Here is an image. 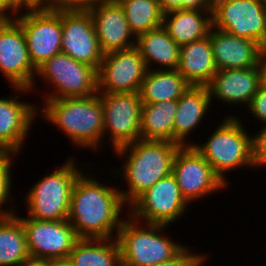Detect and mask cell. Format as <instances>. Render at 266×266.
I'll use <instances>...</instances> for the list:
<instances>
[{
    "mask_svg": "<svg viewBox=\"0 0 266 266\" xmlns=\"http://www.w3.org/2000/svg\"><path fill=\"white\" fill-rule=\"evenodd\" d=\"M89 174L81 173L74 183L67 220L78 238H116L125 219L121 212L127 205L120 189L109 187Z\"/></svg>",
    "mask_w": 266,
    "mask_h": 266,
    "instance_id": "obj_1",
    "label": "cell"
},
{
    "mask_svg": "<svg viewBox=\"0 0 266 266\" xmlns=\"http://www.w3.org/2000/svg\"><path fill=\"white\" fill-rule=\"evenodd\" d=\"M180 147L173 142L140 139L114 151L119 157H125L121 169L115 171L124 176L129 187L120 190L127 206L158 180L172 174L174 157Z\"/></svg>",
    "mask_w": 266,
    "mask_h": 266,
    "instance_id": "obj_2",
    "label": "cell"
},
{
    "mask_svg": "<svg viewBox=\"0 0 266 266\" xmlns=\"http://www.w3.org/2000/svg\"><path fill=\"white\" fill-rule=\"evenodd\" d=\"M43 101V109L38 113L42 112L43 119L61 129L73 146L93 150L101 147L104 118L100 93Z\"/></svg>",
    "mask_w": 266,
    "mask_h": 266,
    "instance_id": "obj_3",
    "label": "cell"
},
{
    "mask_svg": "<svg viewBox=\"0 0 266 266\" xmlns=\"http://www.w3.org/2000/svg\"><path fill=\"white\" fill-rule=\"evenodd\" d=\"M139 223L130 216L118 230L122 266H156L172 260L186 247L164 235L167 225Z\"/></svg>",
    "mask_w": 266,
    "mask_h": 266,
    "instance_id": "obj_4",
    "label": "cell"
},
{
    "mask_svg": "<svg viewBox=\"0 0 266 266\" xmlns=\"http://www.w3.org/2000/svg\"><path fill=\"white\" fill-rule=\"evenodd\" d=\"M205 144H193L211 165L214 172L227 184L226 172L243 167L256 169L253 136H249L243 122L230 115L211 133Z\"/></svg>",
    "mask_w": 266,
    "mask_h": 266,
    "instance_id": "obj_5",
    "label": "cell"
},
{
    "mask_svg": "<svg viewBox=\"0 0 266 266\" xmlns=\"http://www.w3.org/2000/svg\"><path fill=\"white\" fill-rule=\"evenodd\" d=\"M69 158L59 168L45 175L31 186L25 195L28 218L60 221L68 219L74 183L82 173ZM27 205V206H26Z\"/></svg>",
    "mask_w": 266,
    "mask_h": 266,
    "instance_id": "obj_6",
    "label": "cell"
},
{
    "mask_svg": "<svg viewBox=\"0 0 266 266\" xmlns=\"http://www.w3.org/2000/svg\"><path fill=\"white\" fill-rule=\"evenodd\" d=\"M36 75L54 88L51 94L44 95V100L85 97L98 93L97 70L63 52L48 59L37 69Z\"/></svg>",
    "mask_w": 266,
    "mask_h": 266,
    "instance_id": "obj_7",
    "label": "cell"
},
{
    "mask_svg": "<svg viewBox=\"0 0 266 266\" xmlns=\"http://www.w3.org/2000/svg\"><path fill=\"white\" fill-rule=\"evenodd\" d=\"M175 177L170 174L158 180L142 193L129 207V216L138 222L169 227L188 210Z\"/></svg>",
    "mask_w": 266,
    "mask_h": 266,
    "instance_id": "obj_8",
    "label": "cell"
},
{
    "mask_svg": "<svg viewBox=\"0 0 266 266\" xmlns=\"http://www.w3.org/2000/svg\"><path fill=\"white\" fill-rule=\"evenodd\" d=\"M104 133L113 151L140 140L142 100L139 92L100 93ZM108 133H107V132Z\"/></svg>",
    "mask_w": 266,
    "mask_h": 266,
    "instance_id": "obj_9",
    "label": "cell"
},
{
    "mask_svg": "<svg viewBox=\"0 0 266 266\" xmlns=\"http://www.w3.org/2000/svg\"><path fill=\"white\" fill-rule=\"evenodd\" d=\"M0 73L19 94L35 90L37 69L31 62L24 32L15 20L0 22Z\"/></svg>",
    "mask_w": 266,
    "mask_h": 266,
    "instance_id": "obj_10",
    "label": "cell"
},
{
    "mask_svg": "<svg viewBox=\"0 0 266 266\" xmlns=\"http://www.w3.org/2000/svg\"><path fill=\"white\" fill-rule=\"evenodd\" d=\"M212 27L261 45L266 34V5L262 0H214Z\"/></svg>",
    "mask_w": 266,
    "mask_h": 266,
    "instance_id": "obj_11",
    "label": "cell"
},
{
    "mask_svg": "<svg viewBox=\"0 0 266 266\" xmlns=\"http://www.w3.org/2000/svg\"><path fill=\"white\" fill-rule=\"evenodd\" d=\"M31 258L42 260L67 259L79 239L70 222L45 221L20 217Z\"/></svg>",
    "mask_w": 266,
    "mask_h": 266,
    "instance_id": "obj_12",
    "label": "cell"
},
{
    "mask_svg": "<svg viewBox=\"0 0 266 266\" xmlns=\"http://www.w3.org/2000/svg\"><path fill=\"white\" fill-rule=\"evenodd\" d=\"M22 28L33 66L38 69L62 50V10L24 12L14 19Z\"/></svg>",
    "mask_w": 266,
    "mask_h": 266,
    "instance_id": "obj_13",
    "label": "cell"
},
{
    "mask_svg": "<svg viewBox=\"0 0 266 266\" xmlns=\"http://www.w3.org/2000/svg\"><path fill=\"white\" fill-rule=\"evenodd\" d=\"M172 175L188 204L225 189L228 185L194 146H181L178 149L173 161Z\"/></svg>",
    "mask_w": 266,
    "mask_h": 266,
    "instance_id": "obj_14",
    "label": "cell"
},
{
    "mask_svg": "<svg viewBox=\"0 0 266 266\" xmlns=\"http://www.w3.org/2000/svg\"><path fill=\"white\" fill-rule=\"evenodd\" d=\"M147 70L136 46L105 53L97 71L98 93L139 92Z\"/></svg>",
    "mask_w": 266,
    "mask_h": 266,
    "instance_id": "obj_15",
    "label": "cell"
},
{
    "mask_svg": "<svg viewBox=\"0 0 266 266\" xmlns=\"http://www.w3.org/2000/svg\"><path fill=\"white\" fill-rule=\"evenodd\" d=\"M61 52L99 70L104 53L88 10H62Z\"/></svg>",
    "mask_w": 266,
    "mask_h": 266,
    "instance_id": "obj_16",
    "label": "cell"
},
{
    "mask_svg": "<svg viewBox=\"0 0 266 266\" xmlns=\"http://www.w3.org/2000/svg\"><path fill=\"white\" fill-rule=\"evenodd\" d=\"M101 51L105 54L136 46L123 8L116 0H102L88 9Z\"/></svg>",
    "mask_w": 266,
    "mask_h": 266,
    "instance_id": "obj_17",
    "label": "cell"
},
{
    "mask_svg": "<svg viewBox=\"0 0 266 266\" xmlns=\"http://www.w3.org/2000/svg\"><path fill=\"white\" fill-rule=\"evenodd\" d=\"M15 94L10 95V99L0 97V152L19 154L39 108L18 100L19 96Z\"/></svg>",
    "mask_w": 266,
    "mask_h": 266,
    "instance_id": "obj_18",
    "label": "cell"
},
{
    "mask_svg": "<svg viewBox=\"0 0 266 266\" xmlns=\"http://www.w3.org/2000/svg\"><path fill=\"white\" fill-rule=\"evenodd\" d=\"M209 35L218 70L246 69L260 65L263 54L259 43L212 26Z\"/></svg>",
    "mask_w": 266,
    "mask_h": 266,
    "instance_id": "obj_19",
    "label": "cell"
},
{
    "mask_svg": "<svg viewBox=\"0 0 266 266\" xmlns=\"http://www.w3.org/2000/svg\"><path fill=\"white\" fill-rule=\"evenodd\" d=\"M260 86V65L246 69L218 70L207 85L210 98L231 106L249 107Z\"/></svg>",
    "mask_w": 266,
    "mask_h": 266,
    "instance_id": "obj_20",
    "label": "cell"
},
{
    "mask_svg": "<svg viewBox=\"0 0 266 266\" xmlns=\"http://www.w3.org/2000/svg\"><path fill=\"white\" fill-rule=\"evenodd\" d=\"M207 86H192L177 100L174 119V143L193 146L186 139L198 127L212 104ZM198 125V126H197Z\"/></svg>",
    "mask_w": 266,
    "mask_h": 266,
    "instance_id": "obj_21",
    "label": "cell"
},
{
    "mask_svg": "<svg viewBox=\"0 0 266 266\" xmlns=\"http://www.w3.org/2000/svg\"><path fill=\"white\" fill-rule=\"evenodd\" d=\"M177 71L192 86H207L218 71L210 35L180 46V58Z\"/></svg>",
    "mask_w": 266,
    "mask_h": 266,
    "instance_id": "obj_22",
    "label": "cell"
},
{
    "mask_svg": "<svg viewBox=\"0 0 266 266\" xmlns=\"http://www.w3.org/2000/svg\"><path fill=\"white\" fill-rule=\"evenodd\" d=\"M212 10L179 9L163 14L162 27L179 45L206 37L212 26Z\"/></svg>",
    "mask_w": 266,
    "mask_h": 266,
    "instance_id": "obj_23",
    "label": "cell"
},
{
    "mask_svg": "<svg viewBox=\"0 0 266 266\" xmlns=\"http://www.w3.org/2000/svg\"><path fill=\"white\" fill-rule=\"evenodd\" d=\"M136 47L140 51L148 70L153 64L155 70H177L180 58V46L160 26L140 34L136 38ZM158 65L160 67L158 68Z\"/></svg>",
    "mask_w": 266,
    "mask_h": 266,
    "instance_id": "obj_24",
    "label": "cell"
},
{
    "mask_svg": "<svg viewBox=\"0 0 266 266\" xmlns=\"http://www.w3.org/2000/svg\"><path fill=\"white\" fill-rule=\"evenodd\" d=\"M191 84L177 70H147L140 88L142 103L178 100Z\"/></svg>",
    "mask_w": 266,
    "mask_h": 266,
    "instance_id": "obj_25",
    "label": "cell"
},
{
    "mask_svg": "<svg viewBox=\"0 0 266 266\" xmlns=\"http://www.w3.org/2000/svg\"><path fill=\"white\" fill-rule=\"evenodd\" d=\"M177 100L142 103L140 139L174 143V119Z\"/></svg>",
    "mask_w": 266,
    "mask_h": 266,
    "instance_id": "obj_26",
    "label": "cell"
},
{
    "mask_svg": "<svg viewBox=\"0 0 266 266\" xmlns=\"http://www.w3.org/2000/svg\"><path fill=\"white\" fill-rule=\"evenodd\" d=\"M67 259L73 266H122L116 238H79Z\"/></svg>",
    "mask_w": 266,
    "mask_h": 266,
    "instance_id": "obj_27",
    "label": "cell"
},
{
    "mask_svg": "<svg viewBox=\"0 0 266 266\" xmlns=\"http://www.w3.org/2000/svg\"><path fill=\"white\" fill-rule=\"evenodd\" d=\"M29 258L19 214L0 217V266H21Z\"/></svg>",
    "mask_w": 266,
    "mask_h": 266,
    "instance_id": "obj_28",
    "label": "cell"
},
{
    "mask_svg": "<svg viewBox=\"0 0 266 266\" xmlns=\"http://www.w3.org/2000/svg\"><path fill=\"white\" fill-rule=\"evenodd\" d=\"M123 8L131 32L140 34L162 26L163 12L158 0H116Z\"/></svg>",
    "mask_w": 266,
    "mask_h": 266,
    "instance_id": "obj_29",
    "label": "cell"
},
{
    "mask_svg": "<svg viewBox=\"0 0 266 266\" xmlns=\"http://www.w3.org/2000/svg\"><path fill=\"white\" fill-rule=\"evenodd\" d=\"M15 154L16 153L11 152H0V217L8 216L17 212L14 210V206L11 207V204L9 206L10 209L7 207L6 209L3 208L7 201L10 202V196H12V177L10 172L12 170V161L14 160L15 156L18 155Z\"/></svg>",
    "mask_w": 266,
    "mask_h": 266,
    "instance_id": "obj_30",
    "label": "cell"
},
{
    "mask_svg": "<svg viewBox=\"0 0 266 266\" xmlns=\"http://www.w3.org/2000/svg\"><path fill=\"white\" fill-rule=\"evenodd\" d=\"M16 13L20 12H40V11H56L55 0H14ZM25 8V10H23ZM23 10V11H21Z\"/></svg>",
    "mask_w": 266,
    "mask_h": 266,
    "instance_id": "obj_31",
    "label": "cell"
},
{
    "mask_svg": "<svg viewBox=\"0 0 266 266\" xmlns=\"http://www.w3.org/2000/svg\"><path fill=\"white\" fill-rule=\"evenodd\" d=\"M253 145L255 166L263 169L266 165V125L253 135Z\"/></svg>",
    "mask_w": 266,
    "mask_h": 266,
    "instance_id": "obj_32",
    "label": "cell"
},
{
    "mask_svg": "<svg viewBox=\"0 0 266 266\" xmlns=\"http://www.w3.org/2000/svg\"><path fill=\"white\" fill-rule=\"evenodd\" d=\"M250 114H253L256 120H260L263 126L266 125V89L259 86L256 94L248 107Z\"/></svg>",
    "mask_w": 266,
    "mask_h": 266,
    "instance_id": "obj_33",
    "label": "cell"
},
{
    "mask_svg": "<svg viewBox=\"0 0 266 266\" xmlns=\"http://www.w3.org/2000/svg\"><path fill=\"white\" fill-rule=\"evenodd\" d=\"M190 247L186 246L176 257L172 260L163 262L156 266H191L202 254L190 252Z\"/></svg>",
    "mask_w": 266,
    "mask_h": 266,
    "instance_id": "obj_34",
    "label": "cell"
},
{
    "mask_svg": "<svg viewBox=\"0 0 266 266\" xmlns=\"http://www.w3.org/2000/svg\"><path fill=\"white\" fill-rule=\"evenodd\" d=\"M102 0H55L56 10H88Z\"/></svg>",
    "mask_w": 266,
    "mask_h": 266,
    "instance_id": "obj_35",
    "label": "cell"
},
{
    "mask_svg": "<svg viewBox=\"0 0 266 266\" xmlns=\"http://www.w3.org/2000/svg\"><path fill=\"white\" fill-rule=\"evenodd\" d=\"M16 16L17 13L14 7V0H0V22L12 21Z\"/></svg>",
    "mask_w": 266,
    "mask_h": 266,
    "instance_id": "obj_36",
    "label": "cell"
},
{
    "mask_svg": "<svg viewBox=\"0 0 266 266\" xmlns=\"http://www.w3.org/2000/svg\"><path fill=\"white\" fill-rule=\"evenodd\" d=\"M213 0H182V9L212 10Z\"/></svg>",
    "mask_w": 266,
    "mask_h": 266,
    "instance_id": "obj_37",
    "label": "cell"
},
{
    "mask_svg": "<svg viewBox=\"0 0 266 266\" xmlns=\"http://www.w3.org/2000/svg\"><path fill=\"white\" fill-rule=\"evenodd\" d=\"M163 13L182 9V0H158Z\"/></svg>",
    "mask_w": 266,
    "mask_h": 266,
    "instance_id": "obj_38",
    "label": "cell"
},
{
    "mask_svg": "<svg viewBox=\"0 0 266 266\" xmlns=\"http://www.w3.org/2000/svg\"><path fill=\"white\" fill-rule=\"evenodd\" d=\"M21 266H53V261L29 258Z\"/></svg>",
    "mask_w": 266,
    "mask_h": 266,
    "instance_id": "obj_39",
    "label": "cell"
},
{
    "mask_svg": "<svg viewBox=\"0 0 266 266\" xmlns=\"http://www.w3.org/2000/svg\"><path fill=\"white\" fill-rule=\"evenodd\" d=\"M260 86L266 89V57L263 56L260 62Z\"/></svg>",
    "mask_w": 266,
    "mask_h": 266,
    "instance_id": "obj_40",
    "label": "cell"
},
{
    "mask_svg": "<svg viewBox=\"0 0 266 266\" xmlns=\"http://www.w3.org/2000/svg\"><path fill=\"white\" fill-rule=\"evenodd\" d=\"M53 266H73L68 259L53 260Z\"/></svg>",
    "mask_w": 266,
    "mask_h": 266,
    "instance_id": "obj_41",
    "label": "cell"
},
{
    "mask_svg": "<svg viewBox=\"0 0 266 266\" xmlns=\"http://www.w3.org/2000/svg\"><path fill=\"white\" fill-rule=\"evenodd\" d=\"M206 258L207 256H205L203 253L191 266H205L204 262Z\"/></svg>",
    "mask_w": 266,
    "mask_h": 266,
    "instance_id": "obj_42",
    "label": "cell"
},
{
    "mask_svg": "<svg viewBox=\"0 0 266 266\" xmlns=\"http://www.w3.org/2000/svg\"><path fill=\"white\" fill-rule=\"evenodd\" d=\"M261 50H262L263 56L266 57V34H265V37L261 43Z\"/></svg>",
    "mask_w": 266,
    "mask_h": 266,
    "instance_id": "obj_43",
    "label": "cell"
}]
</instances>
